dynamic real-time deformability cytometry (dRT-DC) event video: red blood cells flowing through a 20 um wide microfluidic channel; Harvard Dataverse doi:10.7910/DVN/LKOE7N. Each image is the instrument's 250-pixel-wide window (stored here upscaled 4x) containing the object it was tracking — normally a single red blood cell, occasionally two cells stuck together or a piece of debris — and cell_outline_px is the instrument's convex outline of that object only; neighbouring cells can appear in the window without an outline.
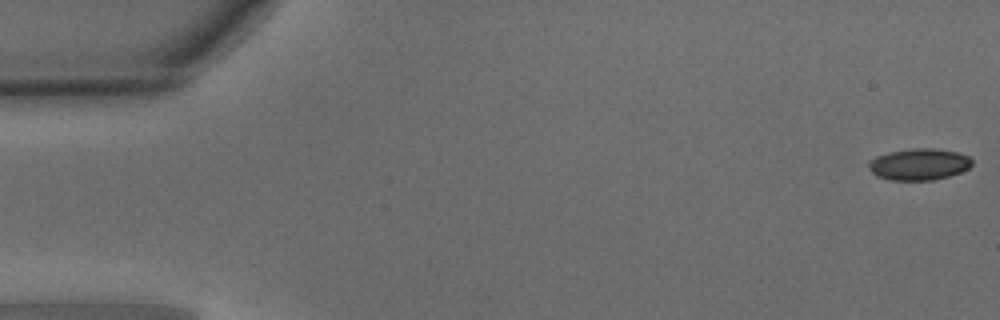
{"species": "common noctule bat (a hibernating species)", "species_latin": "Nyctalus noctula", "temperature_condition": "warm", "stored_images_in_passage": 13, "camera_frame_rate_fps": 3000, "um_per_image_px": 0.085, "animal": {"sex": "male", "body_mass_g": 15.6}, "frame": {"image": 1, "passage_image": 1, "time_ms": 0.0, "image_size_px": [1000, 320], "cell_outline_px": [[972, 164], [968, 168], [960, 172], [948, 176], [932, 180], [892, 180], [876, 176], [872, 172], [868, 164], [868, 160], [876, 156], [888, 152], [912, 148], [932, 148], [956, 152], [968, 156], [972, 160]], "centroid_in_image_um": [78.09, 13.96], "position_along_channel_um": 6.9, "area_um2": 18.96}}
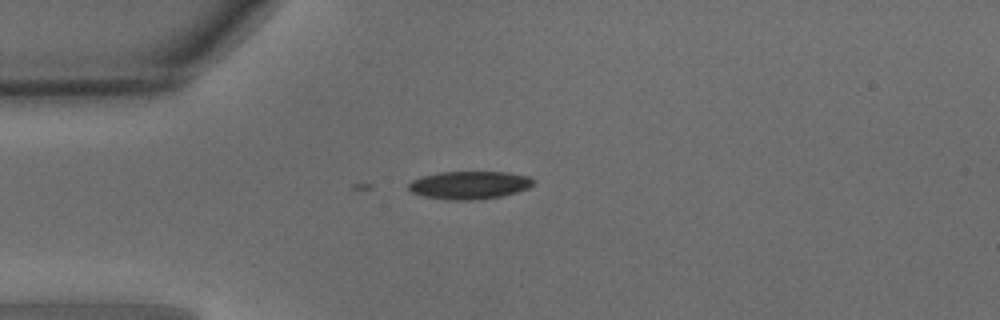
{"frame": {"image": 2, "passage_image": 13, "time_ms": 4.0, "image_size_px": [1000, 320], "cell_outline_px": [[536, 180], [528, 188], [516, 192], [500, 196], [480, 200], [448, 200], [424, 196], [412, 192], [408, 188], [408, 184], [412, 180], [420, 176], [440, 172], [508, 172], [528, 176]], "centroid_in_image_um": [39.89, 15.73], "position_along_channel_um": 45.1, "area_um2": 20.4}}